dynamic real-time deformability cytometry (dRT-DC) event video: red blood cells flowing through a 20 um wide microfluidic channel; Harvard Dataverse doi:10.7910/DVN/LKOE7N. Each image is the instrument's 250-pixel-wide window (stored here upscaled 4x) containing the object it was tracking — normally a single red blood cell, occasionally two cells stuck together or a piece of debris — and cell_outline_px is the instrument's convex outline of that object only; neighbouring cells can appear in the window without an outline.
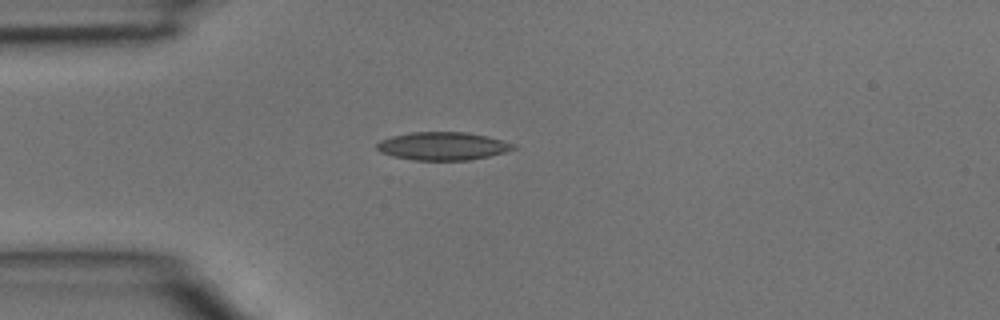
{"species": "common noctule bat (a hibernating species)", "species_latin": "Nyctalus noctula", "temperature_condition": "room temperature", "stored_images_in_passage": 1, "camera_frame_rate_fps": 3000, "um_per_image_px": 0.085, "animal": {"sex": "male", "body_mass_g": 15.6}, "frame": {"image": 1, "passage_image": 1, "time_ms": 0.0, "image_size_px": [1000, 320], "cell_outline_px": [[516, 148], [504, 152], [488, 156], [468, 160], [416, 160], [392, 156], [380, 152], [376, 148], [376, 144], [380, 140], [392, 136], [412, 132], [468, 132], [488, 136], [516, 144]], "centroid_in_image_um": [37.63, 12.41], "position_along_channel_um": 47.4, "area_um2": 22.31}}